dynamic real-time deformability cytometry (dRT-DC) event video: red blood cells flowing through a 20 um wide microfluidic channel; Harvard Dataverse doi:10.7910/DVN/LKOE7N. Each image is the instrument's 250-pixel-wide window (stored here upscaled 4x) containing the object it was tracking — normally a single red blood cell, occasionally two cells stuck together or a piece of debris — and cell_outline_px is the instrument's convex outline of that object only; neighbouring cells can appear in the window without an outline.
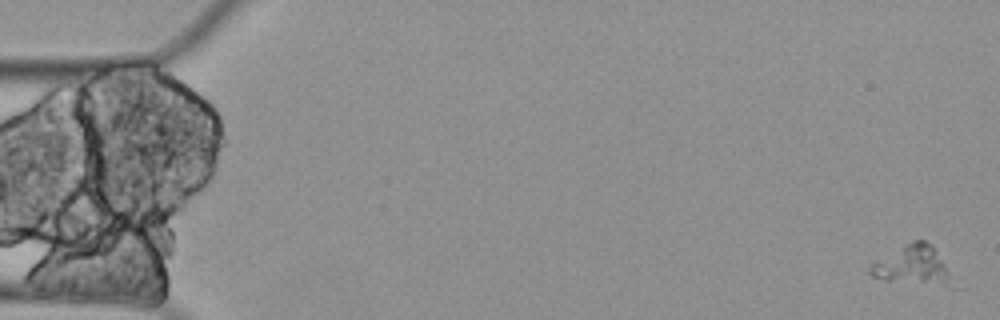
{"species": "Egyptian fruit bat (a non-hibernating species)", "species_latin": "Rousettus aegyptiacus", "temperature_condition": "cold", "stored_images_in_passage": 3, "segment_of_instrument_passage": [2, 2], "camera_frame_rate_fps": 3000, "um_per_image_px": 0.085, "animal": {"sex": "female"}, "frame": {"image": 1, "passage_image": 3, "time_ms": 0.667, "image_size_px": [1000, 320], "cell_outline_px": [[964, 288], [956, 288], [884, 280], [872, 276], [868, 272], [868, 268], [872, 264], [904, 244], [916, 240], [924, 240], [932, 244]], "centroid_in_image_um": [77.8, 22.64], "position_along_channel_um": 7.2, "area_um2": 19.65}}